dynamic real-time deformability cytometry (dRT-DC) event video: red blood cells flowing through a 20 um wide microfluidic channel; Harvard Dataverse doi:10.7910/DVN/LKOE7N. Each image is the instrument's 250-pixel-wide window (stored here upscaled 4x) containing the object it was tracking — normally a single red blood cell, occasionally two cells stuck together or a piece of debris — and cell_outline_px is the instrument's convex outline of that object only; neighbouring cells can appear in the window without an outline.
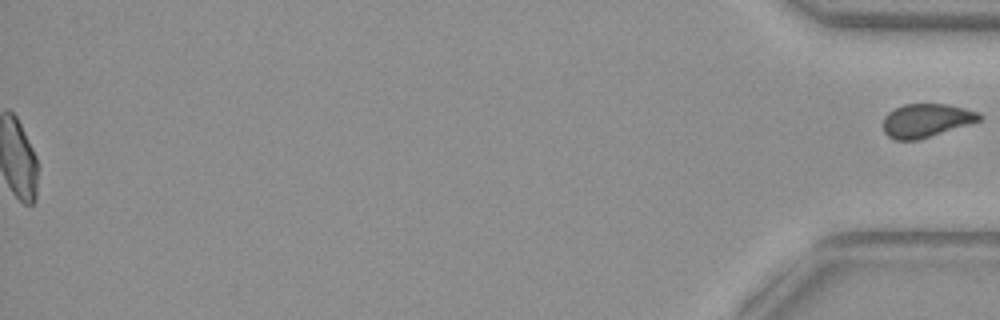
{"species": "common noctule bat (a hibernating species)", "species_latin": "Nyctalus noctula", "temperature_condition": "warm", "stored_images_in_passage": 48, "segment_of_instrument_passage": [2, 2], "camera_frame_rate_fps": 3000, "um_per_image_px": 0.085, "animal": {"sex": "female", "body_mass_g": 29.2, "forearm_length_mm": 56.3}, "frame": {"image": 1, "passage_image": 48, "time_ms": 15.667, "image_size_px": [1000, 320], "cell_outline_px": [[984, 116], [980, 120], [916, 140], [896, 140], [888, 136], [884, 132], [884, 116], [888, 112], [904, 104], [948, 104], [980, 112]], "centroid_in_image_um": [78.72, 10.22], "position_along_channel_um": 356.5, "area_um2": 18.5}}